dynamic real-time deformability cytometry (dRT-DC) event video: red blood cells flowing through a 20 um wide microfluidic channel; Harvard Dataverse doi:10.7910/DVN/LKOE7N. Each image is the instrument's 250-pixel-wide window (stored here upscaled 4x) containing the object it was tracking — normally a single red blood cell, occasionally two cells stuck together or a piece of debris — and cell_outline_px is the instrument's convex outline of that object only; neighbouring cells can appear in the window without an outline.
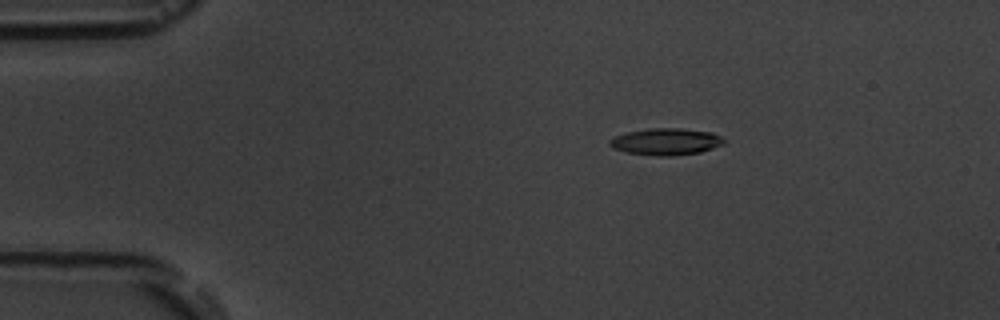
{"species": "common noctule bat (a hibernating species)", "species_latin": "Nyctalus noctula", "temperature_condition": "room temperature", "stored_images_in_passage": 13, "camera_frame_rate_fps": 3000, "um_per_image_px": 0.085, "animal": {"sex": "male", "body_mass_g": 19.5, "forearm_length_mm": 54.6}, "frame": {"image": 1, "passage_image": 3, "time_ms": 2.333, "image_size_px": [1000, 320], "cell_outline_px": [[724, 144], [700, 152], [668, 156], [660, 156], [624, 152], [612, 148], [608, 144], [608, 140], [612, 136], [628, 132], [652, 128], [680, 128], [712, 132], [720, 136], [724, 140]], "centroid_in_image_um": [56.56, 12.03], "position_along_channel_um": 28.4, "area_um2": 17.86}}
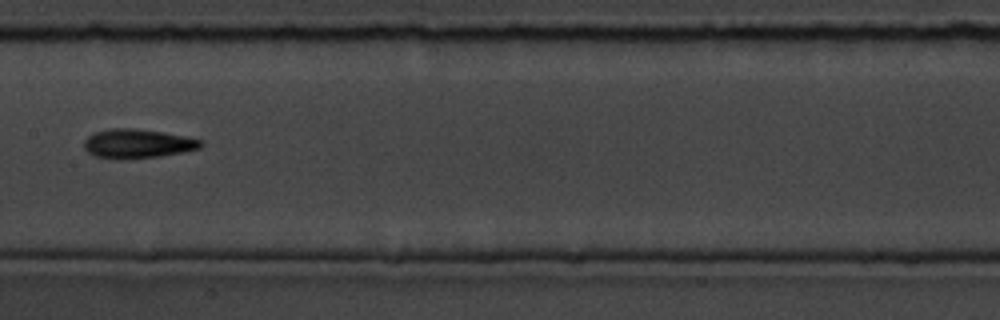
{"frame": {"image": 2, "passage_image": 8, "time_ms": 8.667, "image_size_px": [1000, 320], "cell_outline_px": [[204, 144], [200, 148], [184, 152], [160, 156], [124, 160], [120, 160], [96, 156], [88, 152], [84, 148], [84, 140], [88, 136], [96, 132], [112, 128], [132, 128], [160, 132], [184, 136], [200, 140]], "centroid_in_image_um": [11.68, 12.23], "position_along_channel_um": 195.7, "area_um2": 19.77}}
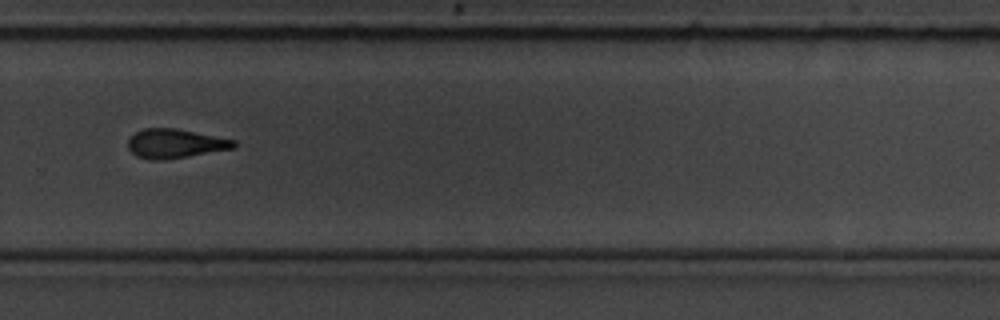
{"frame": {"image": 3, "passage_image": 11, "time_ms": 12.0, "image_size_px": [1000, 320], "cell_outline_px": [[236, 148], [164, 160], [148, 160], [136, 156], [128, 148], [128, 140], [136, 132], [144, 128], [176, 128], [236, 140]], "centroid_in_image_um": [14.89, 12.21], "position_along_channel_um": 314.9, "area_um2": 18.03}, "authors_computed_cell_mechanics": {"area_um2": 17.8602, "velocity_mm_per_s": 3.5991, "shape_relaxation_time_tau1_ms": null, "shape_relaxation_time_tau2_ms": 10.971, "deformation_change_tau1": null, "deformation_change_tau2": 0.2673}}